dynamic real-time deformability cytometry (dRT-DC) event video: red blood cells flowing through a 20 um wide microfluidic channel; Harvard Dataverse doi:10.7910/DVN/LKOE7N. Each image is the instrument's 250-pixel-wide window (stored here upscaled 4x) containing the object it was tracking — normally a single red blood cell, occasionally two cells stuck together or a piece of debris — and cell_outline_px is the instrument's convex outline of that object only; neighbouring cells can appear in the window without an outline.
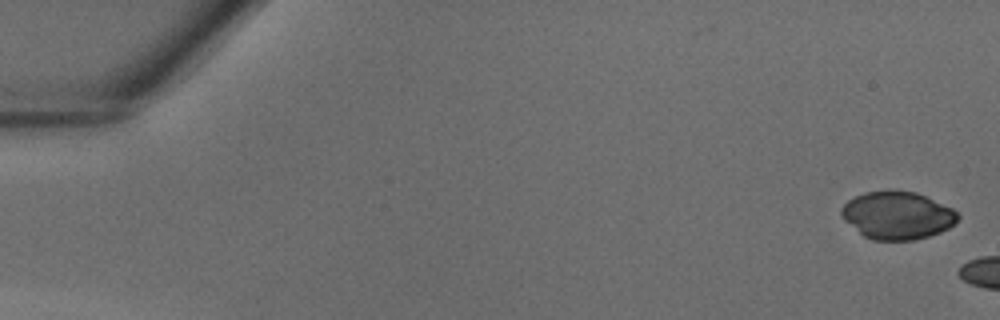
{"species": "common noctule bat (a hibernating species)", "species_latin": "Nyctalus noctula", "temperature_condition": "warm", "stored_images_in_passage": 4, "camera_frame_rate_fps": 3000, "um_per_image_px": 0.085, "animal": {"sex": "male", "body_mass_g": 18.8}, "frame": {"image": 1, "passage_image": 1, "time_ms": 0.0, "image_size_px": [1000, 320], "cell_outline_px": [[960, 216], [948, 228], [940, 232], [928, 236], [912, 240], [872, 240], [864, 236], [844, 220], [840, 212], [840, 208], [848, 200], [864, 192], [892, 188], [916, 192], [952, 208]], "centroid_in_image_um": [76.24, 18.28], "position_along_channel_um": 8.8, "area_um2": 32.54}}